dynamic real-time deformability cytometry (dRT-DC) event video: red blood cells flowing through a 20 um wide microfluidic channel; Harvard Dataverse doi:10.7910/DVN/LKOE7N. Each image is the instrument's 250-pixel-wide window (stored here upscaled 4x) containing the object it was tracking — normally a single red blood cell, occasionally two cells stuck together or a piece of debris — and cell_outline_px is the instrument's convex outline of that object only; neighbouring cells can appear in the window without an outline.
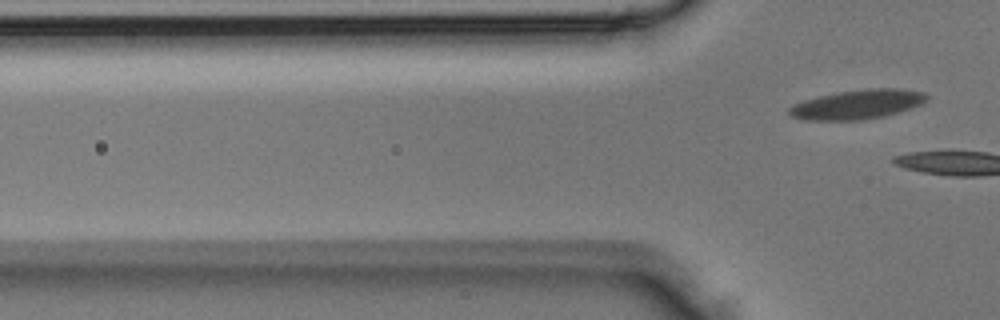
{"species": "Egyptian fruit bat (a non-hibernating species)", "species_latin": "Rousettus aegyptiacus", "temperature_condition": "room temperature", "stored_images_in_passage": 3, "camera_frame_rate_fps": 3000, "um_per_image_px": 0.085, "animal": {"sex": "male"}, "frame": {"image": 1, "passage_image": 3, "time_ms": 0.667, "image_size_px": [1000, 320], "cell_outline_px": [[928, 96], [920, 104], [884, 116], [860, 120], [804, 120], [792, 116], [788, 112], [788, 108], [804, 100], [820, 96], [840, 92], [872, 88], [900, 88], [924, 92]], "centroid_in_image_um": [72.86, 8.87], "position_along_channel_um": 52.9, "area_um2": 23.06}}